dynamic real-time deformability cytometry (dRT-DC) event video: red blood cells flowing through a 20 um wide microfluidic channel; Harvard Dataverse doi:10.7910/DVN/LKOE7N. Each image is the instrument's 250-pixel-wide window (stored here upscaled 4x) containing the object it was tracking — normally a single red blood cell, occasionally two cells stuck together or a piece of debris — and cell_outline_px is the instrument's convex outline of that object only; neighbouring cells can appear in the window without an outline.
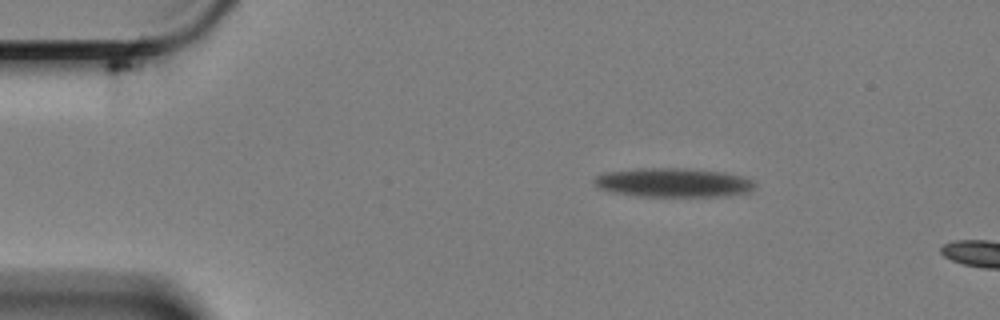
{"species": "Egyptian fruit bat (a non-hibernating species)", "species_latin": "Rousettus aegyptiacus", "temperature_condition": "cold", "stored_images_in_passage": 5, "camera_frame_rate_fps": 3000, "um_per_image_px": 0.085, "animal": {"sex": "female"}, "frame": {"image": 1, "passage_image": 1, "time_ms": 0.0, "image_size_px": [1000, 320], "cell_outline_px": [[756, 184], [748, 192], [724, 196], [636, 196], [612, 192], [596, 188], [592, 180], [596, 176], [604, 172], [636, 168], [684, 168], [724, 172], [740, 176], [752, 180]], "centroid_in_image_um": [57.15, 15.51], "position_along_channel_um": 27.8, "area_um2": 27.34}}
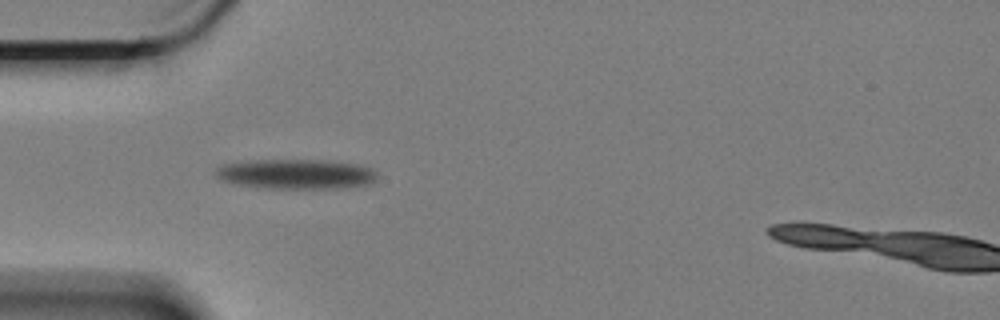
{"frame": {"image": 2, "passage_image": 3, "time_ms": 0.667, "image_size_px": [1000, 320], "cell_outline_px": [[376, 180], [372, 184], [348, 188], [268, 188], [240, 184], [224, 180], [216, 176], [216, 168], [220, 164], [248, 160], [320, 160], [360, 164], [372, 168], [376, 172]], "centroid_in_image_um": [25.23, 14.79], "position_along_channel_um": 59.8, "area_um2": 28.21}}
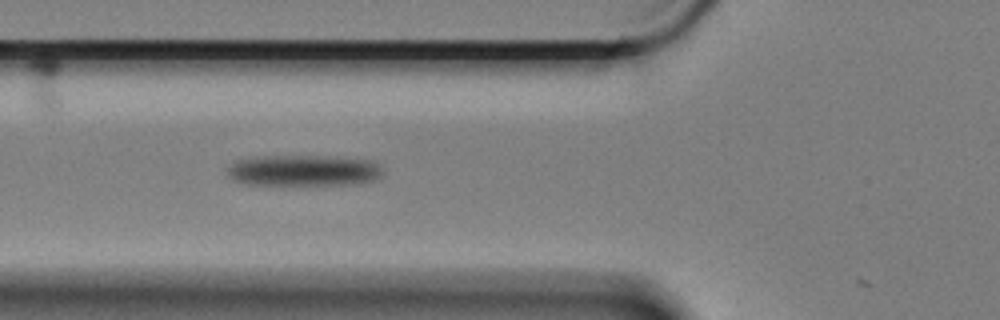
{"frame": {"image": 3, "passage_image": 4, "time_ms": 1.0, "image_size_px": [1000, 320], "cell_outline_px": [[380, 180], [360, 184], [240, 184], [232, 180], [228, 176], [228, 168], [236, 160], [252, 156], [328, 156], [372, 160], [380, 168]], "centroid_in_image_um": [25.78, 14.49], "position_along_channel_um": 100.0, "area_um2": 28.38}}